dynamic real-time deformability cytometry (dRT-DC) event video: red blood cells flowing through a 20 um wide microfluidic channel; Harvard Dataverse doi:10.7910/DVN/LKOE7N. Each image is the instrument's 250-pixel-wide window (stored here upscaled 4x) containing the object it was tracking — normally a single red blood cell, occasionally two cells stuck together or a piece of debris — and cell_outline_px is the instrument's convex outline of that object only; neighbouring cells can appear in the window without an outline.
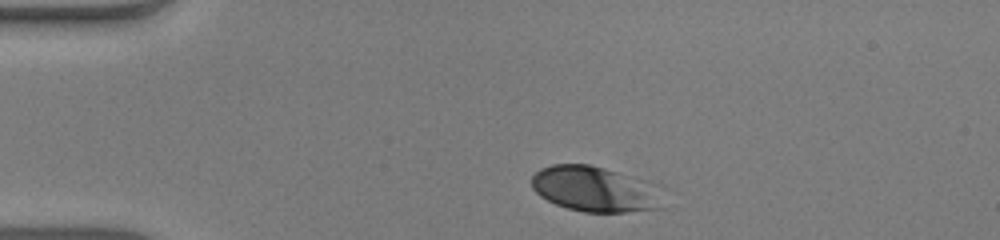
{"species": "human", "species_latin": "Homo sapiens", "temperature_condition": "warm", "stored_images_in_passage": 34, "camera_frame_rate_fps": 3000, "um_per_image_px": 0.085, "donor": {"sex": "male"}, "frame": {"image": 1, "passage_image": 1, "time_ms": 0.0, "image_size_px": [1000, 240], "cell_outline_px": [[668, 208], [624, 212], [584, 212], [568, 208], [556, 204], [540, 196], [532, 188], [532, 176], [540, 168], [552, 164], [592, 164], [664, 184], [668, 188]], "centroid_in_image_um": [50.84, 16.07], "position_along_channel_um": 34.2, "area_um2": 36.76}}
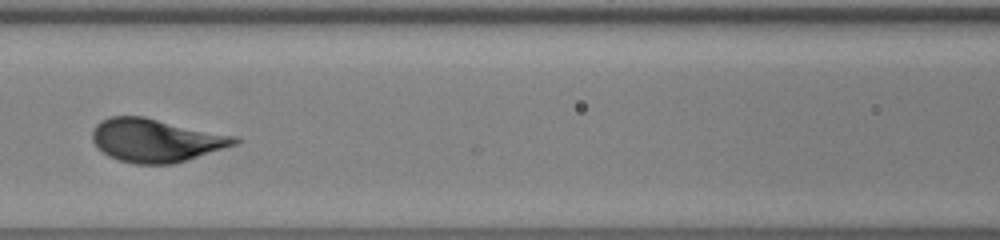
{"frame": {"image": 2, "passage_image": 14, "time_ms": 4.333, "image_size_px": [1000, 240], "cell_outline_px": [[240, 144], [172, 164], [136, 164], [120, 160], [108, 156], [96, 148], [92, 140], [92, 132], [96, 124], [100, 120], [112, 116], [144, 116], [236, 136], [240, 140]], "centroid_in_image_um": [13.25, 11.92], "position_along_channel_um": 153.4, "area_um2": 36.07}}
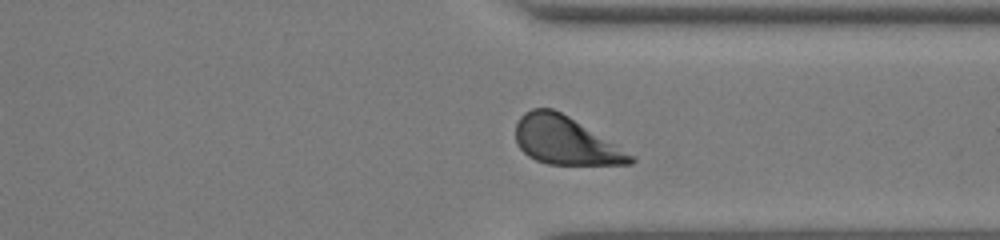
{"frame": {"image": 3, "passage_image": 30, "time_ms": 9.667, "image_size_px": [1000, 240], "cell_outline_px": [[636, 160], [632, 164], [548, 164], [536, 160], [528, 156], [516, 144], [516, 124], [520, 116], [524, 112], [532, 108], [552, 108], [568, 116], [636, 156]], "centroid_in_image_um": [48.05, 11.95], "position_along_channel_um": 363.4, "area_um2": 31.91}, "authors_computed_cell_mechanics": {"area_um2": 35.3447, "velocity_mm_per_s": 3.9341, "shape_relaxation_time_tau1_ms": 1.9557, "shape_relaxation_time_tau2_ms": null, "deformation_change_tau1": 0.1513, "deformation_change_tau2": null}}